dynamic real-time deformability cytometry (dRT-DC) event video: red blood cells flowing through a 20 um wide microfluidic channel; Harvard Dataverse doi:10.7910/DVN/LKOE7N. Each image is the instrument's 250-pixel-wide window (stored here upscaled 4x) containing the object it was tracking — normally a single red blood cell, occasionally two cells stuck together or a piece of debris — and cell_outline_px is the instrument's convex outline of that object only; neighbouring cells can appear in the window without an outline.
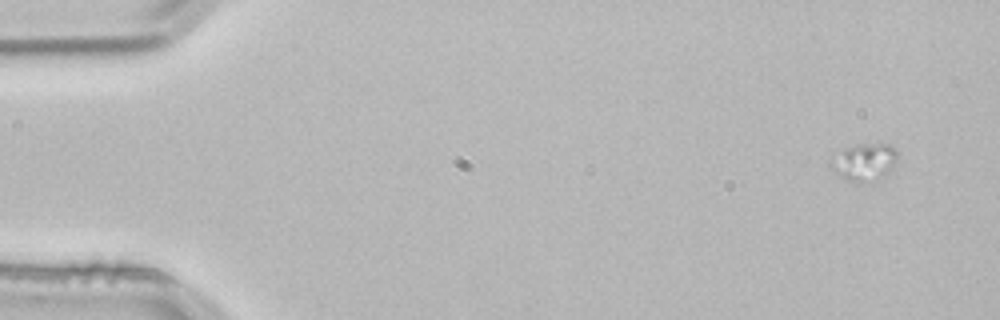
{"species": "common noctule bat (a hibernating species)", "species_latin": "Nyctalus noctula", "temperature_condition": "room temperature", "stored_images_in_passage": 3, "camera_frame_rate_fps": 3000, "um_per_image_px": 0.085, "animal": {"sex": "male", "body_mass_g": 21.5, "forearm_length_mm": 52.0}, "frame": {"image": 1, "passage_image": 1, "time_ms": 0.0, "image_size_px": [1000, 320], "cell_outline_px": [[900, 152], [896, 160], [888, 172], [876, 180], [856, 184], [840, 176], [828, 168], [828, 164], [840, 148], [856, 144], [888, 144], [896, 148]], "centroid_in_image_um": [73.42, 13.76], "position_along_channel_um": 11.6, "area_um2": 14.91}}